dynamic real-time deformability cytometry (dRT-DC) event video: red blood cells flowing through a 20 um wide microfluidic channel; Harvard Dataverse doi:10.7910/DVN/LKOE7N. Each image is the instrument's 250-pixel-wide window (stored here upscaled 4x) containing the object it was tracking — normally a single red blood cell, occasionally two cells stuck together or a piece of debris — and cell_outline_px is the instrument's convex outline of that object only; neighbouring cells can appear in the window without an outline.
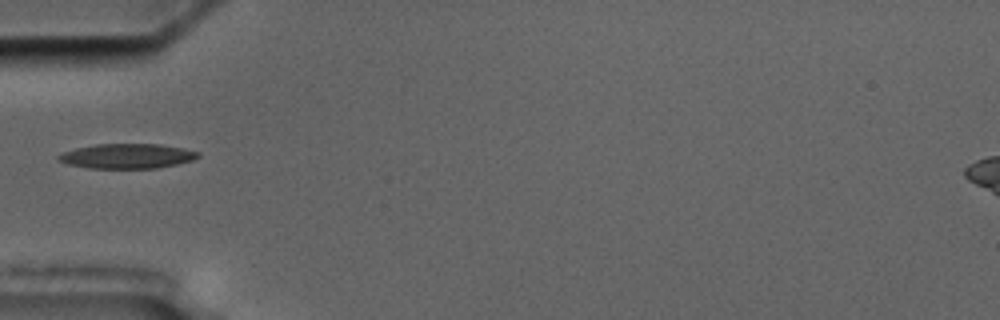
{"species": "common noctule bat (a hibernating species)", "species_latin": "Nyctalus noctula", "temperature_condition": "cold", "stored_images_in_passage": 8, "camera_frame_rate_fps": 3000, "um_per_image_px": 0.085, "animal": {"sex": "male", "body_mass_g": 17.5, "forearm_length_mm": 52.3}, "frame": {"image": 1, "passage_image": 6, "time_ms": 6.0, "image_size_px": [1000, 320], "cell_outline_px": [[200, 156], [192, 160], [176, 164], [156, 168], [88, 168], [68, 164], [56, 160], [56, 156], [64, 152], [76, 148], [96, 144], [160, 144], [184, 148], [200, 152]], "centroid_in_image_um": [10.8, 13.26], "position_along_channel_um": 74.2, "area_um2": 20.17}}